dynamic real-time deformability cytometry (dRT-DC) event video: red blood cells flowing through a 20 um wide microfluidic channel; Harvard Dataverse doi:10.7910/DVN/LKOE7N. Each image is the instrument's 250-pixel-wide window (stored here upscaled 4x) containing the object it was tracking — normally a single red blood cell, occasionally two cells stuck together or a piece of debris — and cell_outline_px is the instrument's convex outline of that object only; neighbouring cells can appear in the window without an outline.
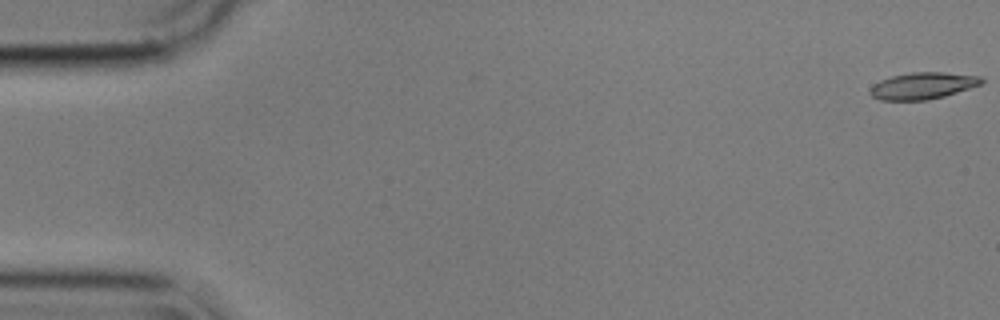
{"species": "common noctule bat (a hibernating species)", "species_latin": "Nyctalus noctula", "temperature_condition": "cold", "stored_images_in_passage": 10, "camera_frame_rate_fps": 3000, "um_per_image_px": 0.085, "animal": {"sex": "male", "body_mass_g": 17.9}, "frame": {"image": 1, "passage_image": 1, "time_ms": 0.0, "image_size_px": [1000, 320], "cell_outline_px": [[984, 80], [980, 84], [944, 96], [928, 100], [880, 100], [872, 96], [868, 92], [872, 84], [880, 80], [892, 76], [912, 72], [944, 72], [980, 76]], "centroid_in_image_um": [78.38, 7.29], "position_along_channel_um": 6.6, "area_um2": 17.28}}